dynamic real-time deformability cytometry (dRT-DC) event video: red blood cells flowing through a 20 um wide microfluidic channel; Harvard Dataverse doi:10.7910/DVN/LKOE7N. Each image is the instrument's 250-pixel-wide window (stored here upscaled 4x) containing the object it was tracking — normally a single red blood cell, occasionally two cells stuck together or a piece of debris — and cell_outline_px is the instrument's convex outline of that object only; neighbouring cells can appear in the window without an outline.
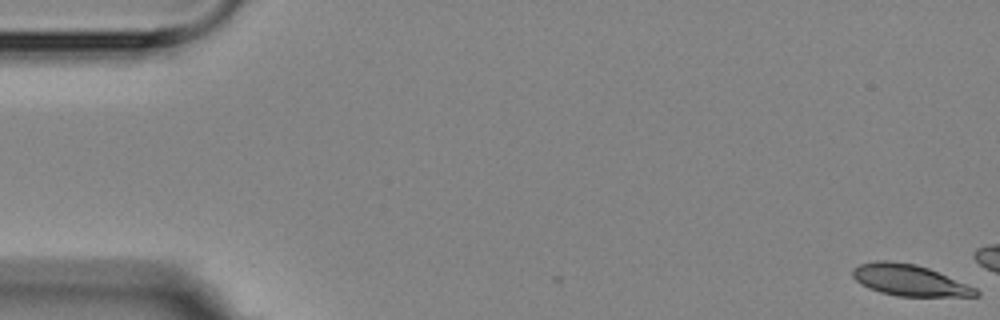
{"species": "Egyptian fruit bat (a non-hibernating species)", "species_latin": "Rousettus aegyptiacus", "temperature_condition": "room temperature", "stored_images_in_passage": 3, "camera_frame_rate_fps": 3000, "um_per_image_px": 0.085, "animal": {"sex": "female"}, "frame": {"image": 1, "passage_image": 1, "time_ms": 0.0, "image_size_px": [1000, 320], "cell_outline_px": [[980, 296], [896, 296], [880, 292], [868, 288], [860, 284], [852, 276], [852, 268], [860, 264], [876, 260], [888, 260], [916, 264], [928, 268], [976, 288], [980, 292]], "centroid_in_image_um": [77.26, 23.81], "position_along_channel_um": 7.7, "area_um2": 22.43}}